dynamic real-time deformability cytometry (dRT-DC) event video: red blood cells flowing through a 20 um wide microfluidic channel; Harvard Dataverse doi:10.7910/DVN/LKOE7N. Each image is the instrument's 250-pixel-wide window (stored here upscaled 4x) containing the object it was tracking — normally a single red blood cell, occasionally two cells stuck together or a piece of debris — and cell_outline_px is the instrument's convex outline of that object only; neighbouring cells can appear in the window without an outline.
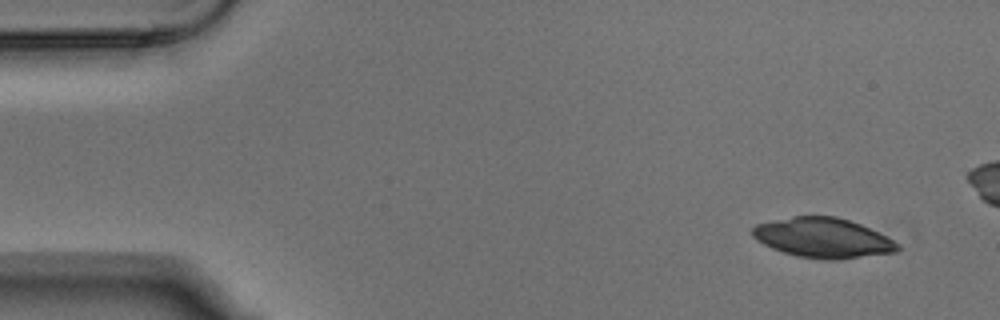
{"species": "Egyptian fruit bat (a non-hibernating species)", "species_latin": "Rousettus aegyptiacus", "temperature_condition": "warm", "stored_images_in_passage": 4, "camera_frame_rate_fps": 3000, "um_per_image_px": 0.085, "animal": {"sex": "male"}, "frame": {"image": 1, "passage_image": 1, "time_ms": 0.0, "image_size_px": [1000, 320], "cell_outline_px": [[900, 248], [896, 252], [840, 260], [824, 260], [796, 256], [772, 248], [756, 240], [752, 236], [752, 228], [756, 224], [792, 216], [836, 216], [860, 224], [892, 240]], "centroid_in_image_um": [69.91, 20.23], "position_along_channel_um": 15.1, "area_um2": 33.52}}